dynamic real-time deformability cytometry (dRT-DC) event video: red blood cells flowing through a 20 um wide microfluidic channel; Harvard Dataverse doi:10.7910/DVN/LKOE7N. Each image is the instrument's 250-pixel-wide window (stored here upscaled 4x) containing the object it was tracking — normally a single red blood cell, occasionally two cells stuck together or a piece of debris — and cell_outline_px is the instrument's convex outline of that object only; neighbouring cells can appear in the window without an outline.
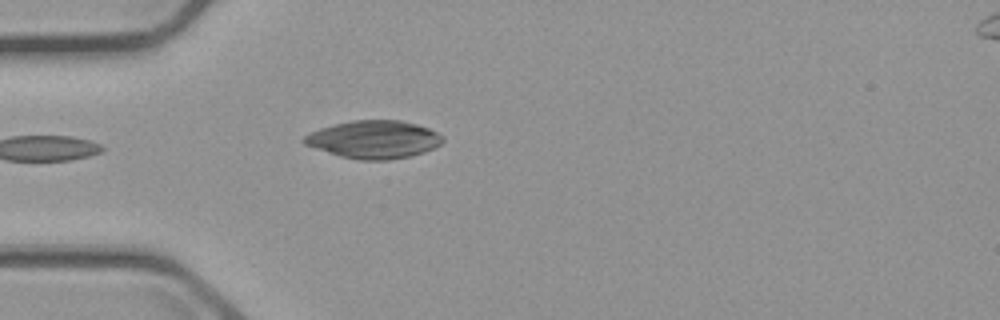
{"species": "common noctule bat (a hibernating species)", "species_latin": "Nyctalus noctula", "temperature_condition": "cold", "stored_images_in_passage": 2, "camera_frame_rate_fps": 3000, "um_per_image_px": 0.085, "animal": {"sex": "male", "body_mass_g": 23.1, "forearm_length_mm": 52.7}, "frame": {"image": 1, "passage_image": 2, "time_ms": 1.333, "image_size_px": [1000, 320], "cell_outline_px": [[444, 140], [440, 144], [424, 152], [408, 156], [388, 160], [360, 160], [340, 156], [304, 144], [300, 140], [304, 136], [320, 128], [352, 120], [400, 120], [416, 124], [428, 128], [444, 136]], "centroid_in_image_um": [31.78, 11.85], "position_along_channel_um": 53.2, "area_um2": 30.35}}